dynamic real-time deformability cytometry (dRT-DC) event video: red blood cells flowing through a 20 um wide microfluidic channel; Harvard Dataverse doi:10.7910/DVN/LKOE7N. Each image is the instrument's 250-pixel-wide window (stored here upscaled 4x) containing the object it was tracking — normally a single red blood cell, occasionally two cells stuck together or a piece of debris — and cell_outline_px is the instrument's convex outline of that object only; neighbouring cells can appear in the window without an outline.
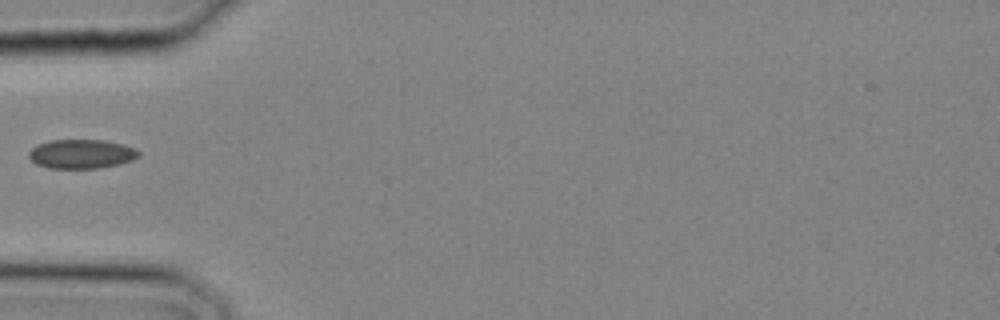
{"species": "common noctule bat (a hibernating species)", "species_latin": "Nyctalus noctula", "temperature_condition": "cold", "stored_images_in_passage": 2, "camera_frame_rate_fps": 3000, "um_per_image_px": 0.085, "animal": {"sex": "male", "body_mass_g": 20.4}, "frame": {"image": 1, "passage_image": 1, "time_ms": 0.0, "image_size_px": [1000, 320], "cell_outline_px": [[140, 156], [132, 160], [120, 164], [100, 168], [48, 168], [36, 164], [28, 156], [28, 152], [36, 144], [48, 140], [104, 140], [124, 144], [136, 148], [140, 152]], "centroid_in_image_um": [6.93, 13.08], "position_along_channel_um": 78.1, "area_um2": 18.9}}